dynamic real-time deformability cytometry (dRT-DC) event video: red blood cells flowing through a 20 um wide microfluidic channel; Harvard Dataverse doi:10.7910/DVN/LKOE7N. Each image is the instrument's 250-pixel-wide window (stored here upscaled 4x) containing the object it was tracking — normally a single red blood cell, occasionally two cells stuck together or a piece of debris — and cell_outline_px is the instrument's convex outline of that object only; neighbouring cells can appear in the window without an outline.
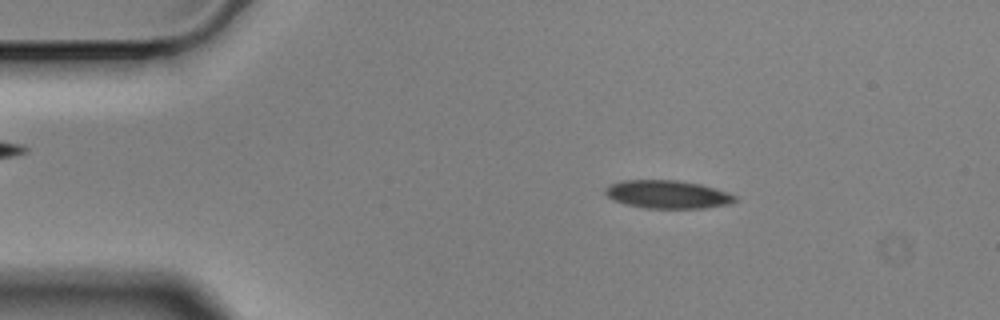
{"species": "Egyptian fruit bat (a non-hibernating species)", "species_latin": "Rousettus aegyptiacus", "temperature_condition": "cold", "stored_images_in_passage": 4, "camera_frame_rate_fps": 3000, "um_per_image_px": 0.085, "animal": {"sex": "male"}, "frame": {"image": 1, "passage_image": 1, "time_ms": 0.0, "image_size_px": [1000, 320], "cell_outline_px": [[736, 200], [732, 204], [704, 208], [644, 208], [624, 204], [612, 200], [604, 192], [604, 188], [612, 184], [624, 180], [676, 180], [700, 184], [736, 196]], "centroid_in_image_um": [56.7, 16.53], "position_along_channel_um": 28.3, "area_um2": 21.15}}
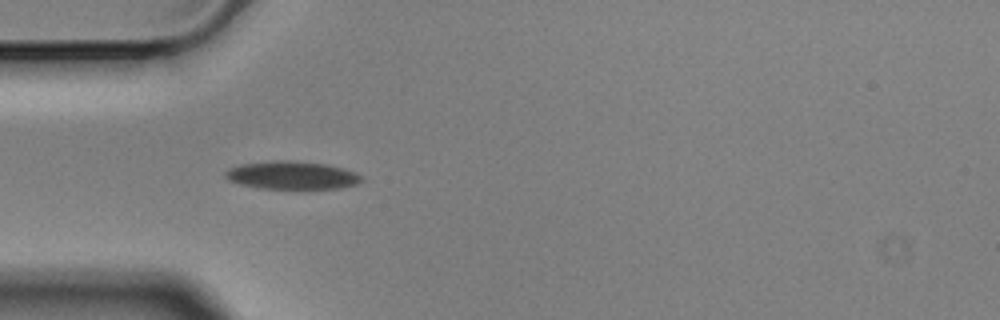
{"frame": {"image": 2, "passage_image": 3, "time_ms": 0.667, "image_size_px": [1000, 320], "cell_outline_px": [[364, 180], [356, 184], [340, 188], [260, 188], [240, 184], [228, 180], [224, 176], [224, 172], [228, 168], [240, 164], [272, 160], [288, 160], [328, 164], [344, 168], [356, 172], [364, 176]], "centroid_in_image_um": [24.82, 14.88], "position_along_channel_um": 60.2, "area_um2": 22.43}}
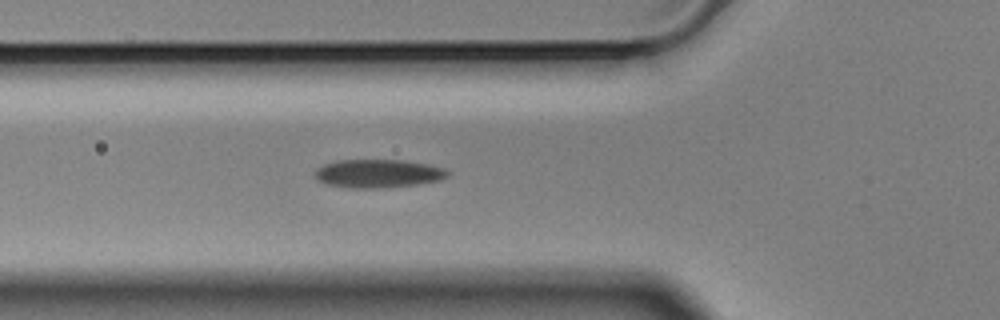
{"frame": {"image": 3, "passage_image": 4, "time_ms": 1.0, "image_size_px": [1000, 320], "cell_outline_px": [[448, 176], [440, 180], [416, 184], [380, 188], [348, 188], [324, 184], [316, 176], [316, 168], [324, 164], [336, 160], [404, 160], [428, 164], [444, 168], [448, 172]], "centroid_in_image_um": [32.12, 14.75], "position_along_channel_um": 93.7, "area_um2": 21.91}}